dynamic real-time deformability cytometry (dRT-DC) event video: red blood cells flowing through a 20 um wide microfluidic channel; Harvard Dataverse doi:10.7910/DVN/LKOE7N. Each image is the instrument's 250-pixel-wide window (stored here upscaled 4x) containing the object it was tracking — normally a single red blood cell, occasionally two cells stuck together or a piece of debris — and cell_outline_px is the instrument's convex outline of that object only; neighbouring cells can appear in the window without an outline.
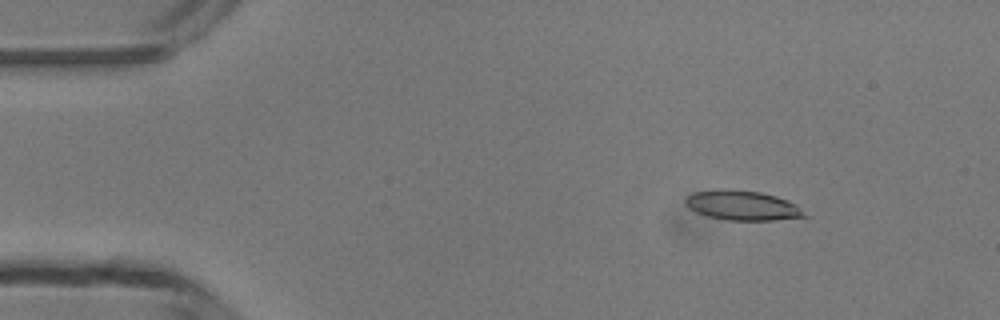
{"species": "common noctule bat (a hibernating species)", "species_latin": "Nyctalus noctula", "temperature_condition": "room temperature", "stored_images_in_passage": 4, "camera_frame_rate_fps": 3000, "um_per_image_px": 0.085, "animal": {"sex": "male", "body_mass_g": 13.3}, "frame": {"image": 1, "passage_image": 2, "time_ms": 1.0, "image_size_px": [1000, 320], "cell_outline_px": [[808, 216], [772, 220], [728, 220], [708, 216], [696, 212], [688, 208], [684, 200], [692, 192], [720, 188], [732, 188], [760, 192], [776, 196], [788, 200], [796, 204]], "centroid_in_image_um": [63.07, 17.44], "position_along_channel_um": 21.9, "area_um2": 20.75}}